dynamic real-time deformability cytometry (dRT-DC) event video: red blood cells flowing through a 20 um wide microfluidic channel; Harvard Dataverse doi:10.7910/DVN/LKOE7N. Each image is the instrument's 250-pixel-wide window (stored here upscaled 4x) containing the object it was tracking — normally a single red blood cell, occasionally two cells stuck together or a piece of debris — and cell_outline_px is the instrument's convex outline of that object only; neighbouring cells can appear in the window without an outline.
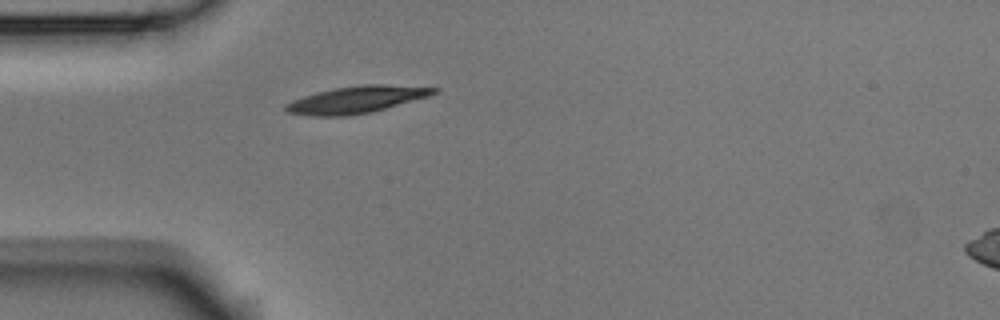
{"species": "Egyptian fruit bat (a non-hibernating species)", "species_latin": "Rousettus aegyptiacus", "temperature_condition": "room temperature", "stored_images_in_passage": 1, "camera_frame_rate_fps": 3000, "um_per_image_px": 0.085, "animal": {"sex": "male"}, "frame": {"image": 1, "passage_image": 1, "time_ms": 0.0, "image_size_px": [1000, 320], "cell_outline_px": [[440, 88], [436, 92], [428, 96], [372, 112], [344, 116], [312, 116], [288, 112], [284, 108], [284, 104], [292, 100], [316, 92], [332, 88], [364, 84], [384, 84]], "centroid_in_image_um": [30.27, 8.46], "position_along_channel_um": 54.7, "area_um2": 23.18}}